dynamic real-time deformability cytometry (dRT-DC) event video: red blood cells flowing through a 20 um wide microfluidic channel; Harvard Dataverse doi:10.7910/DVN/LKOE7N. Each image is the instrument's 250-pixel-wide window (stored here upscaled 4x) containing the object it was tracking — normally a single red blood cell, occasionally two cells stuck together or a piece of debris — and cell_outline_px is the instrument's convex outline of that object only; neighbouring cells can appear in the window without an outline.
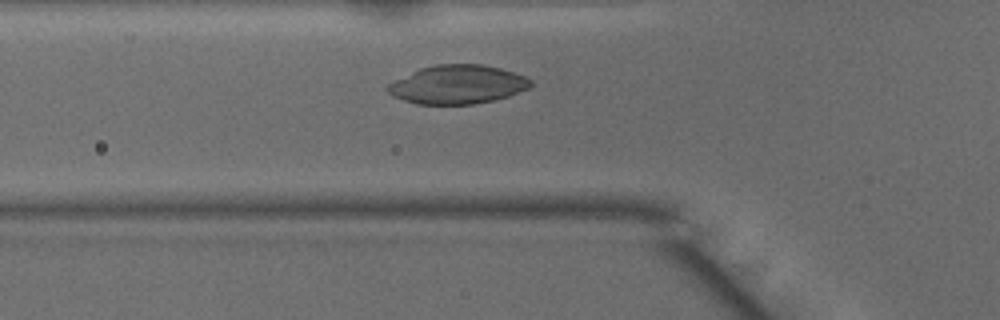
{"species": "common noctule bat (a hibernating species)", "species_latin": "Nyctalus noctula", "temperature_condition": "warm", "stored_images_in_passage": 35, "camera_frame_rate_fps": 3000, "um_per_image_px": 0.085, "animal": {"sex": "male", "body_mass_g": 15.6}, "frame": {"image": 1, "passage_image": 3, "time_ms": 0.667, "image_size_px": [1000, 320], "cell_outline_px": [[532, 88], [508, 96], [492, 100], [472, 104], [416, 104], [392, 96], [384, 88], [388, 84], [420, 68], [436, 64], [480, 64], [500, 68], [524, 76], [532, 80]], "centroid_in_image_um": [38.9, 7.18], "position_along_channel_um": 86.9, "area_um2": 32.19}}
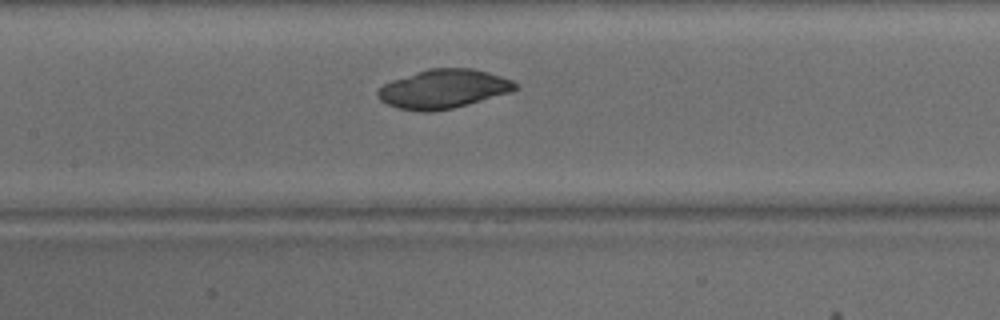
{"frame": {"image": 2, "passage_image": 9, "time_ms": 2.667, "image_size_px": [1000, 320], "cell_outline_px": [[516, 88], [512, 92], [468, 104], [452, 108], [432, 112], [420, 112], [396, 108], [380, 100], [376, 92], [384, 84], [392, 80], [428, 68], [472, 68], [488, 72], [512, 80], [516, 84]], "centroid_in_image_um": [37.67, 7.56], "position_along_channel_um": 169.7, "area_um2": 31.15}}
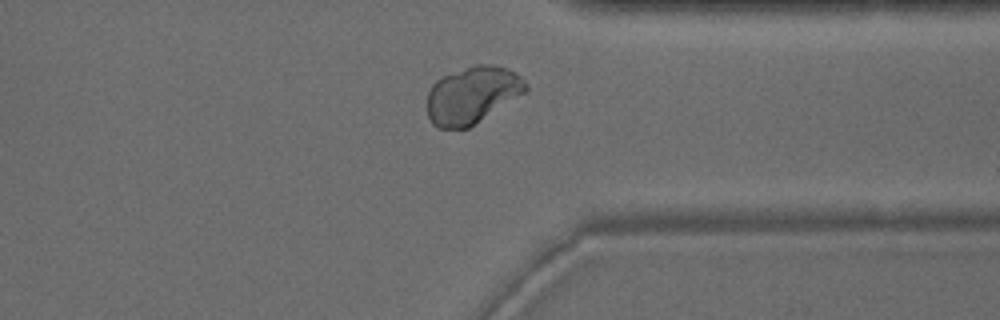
{"frame": {"image": 3, "passage_image": 24, "time_ms": 7.667, "image_size_px": [1000, 320], "cell_outline_px": [[528, 88], [524, 92], [468, 128], [436, 128], [432, 124], [428, 116], [428, 92], [432, 84], [436, 80], [444, 76], [476, 64], [492, 64], [508, 68], [516, 72], [528, 84]], "centroid_in_image_um": [40.13, 8.06], "position_along_channel_um": 371.3, "area_um2": 32.37}}